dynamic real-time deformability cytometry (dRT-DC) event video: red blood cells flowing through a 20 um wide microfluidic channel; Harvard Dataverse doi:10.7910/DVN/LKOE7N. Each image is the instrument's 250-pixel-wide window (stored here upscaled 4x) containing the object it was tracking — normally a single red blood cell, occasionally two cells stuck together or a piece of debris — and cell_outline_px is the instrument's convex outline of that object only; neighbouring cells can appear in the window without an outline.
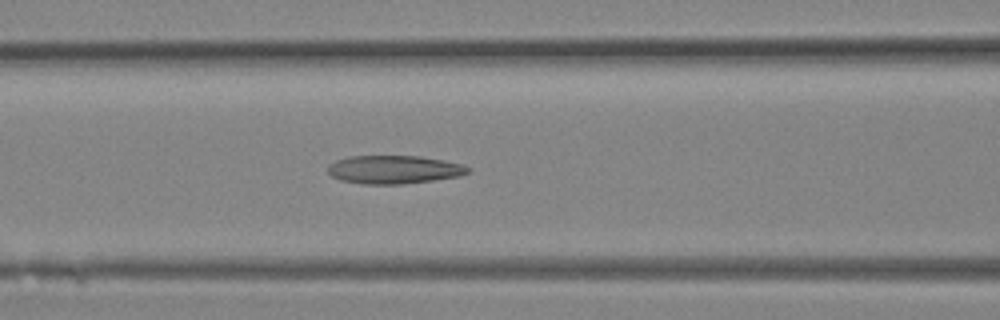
{"species": "Egyptian fruit bat (a non-hibernating species)", "species_latin": "Rousettus aegyptiacus", "temperature_condition": "room temperature", "stored_images_in_passage": 14, "camera_frame_rate_fps": 3000, "um_per_image_px": 0.085, "animal": {"sex": "female"}, "frame": {"image": 1, "passage_image": 12, "time_ms": 3.667, "image_size_px": [1000, 320], "cell_outline_px": [[472, 172], [460, 176], [432, 180], [400, 184], [364, 184], [340, 180], [332, 176], [328, 172], [328, 164], [336, 160], [348, 156], [420, 156], [444, 160], [460, 164], [472, 168]], "centroid_in_image_um": [33.5, 14.41], "position_along_channel_um": 133.1, "area_um2": 23.18}}
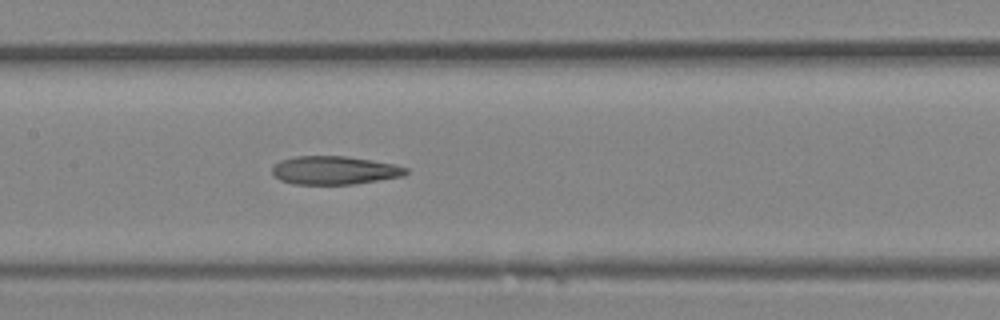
{"frame": {"image": 2, "passage_image": 14, "time_ms": 4.333, "image_size_px": [1000, 320], "cell_outline_px": [[408, 172], [404, 176], [356, 184], [292, 184], [280, 180], [272, 172], [272, 168], [280, 160], [296, 156], [348, 156], [396, 164], [408, 168]], "centroid_in_image_um": [28.47, 14.47], "position_along_channel_um": 178.9, "area_um2": 22.25}}